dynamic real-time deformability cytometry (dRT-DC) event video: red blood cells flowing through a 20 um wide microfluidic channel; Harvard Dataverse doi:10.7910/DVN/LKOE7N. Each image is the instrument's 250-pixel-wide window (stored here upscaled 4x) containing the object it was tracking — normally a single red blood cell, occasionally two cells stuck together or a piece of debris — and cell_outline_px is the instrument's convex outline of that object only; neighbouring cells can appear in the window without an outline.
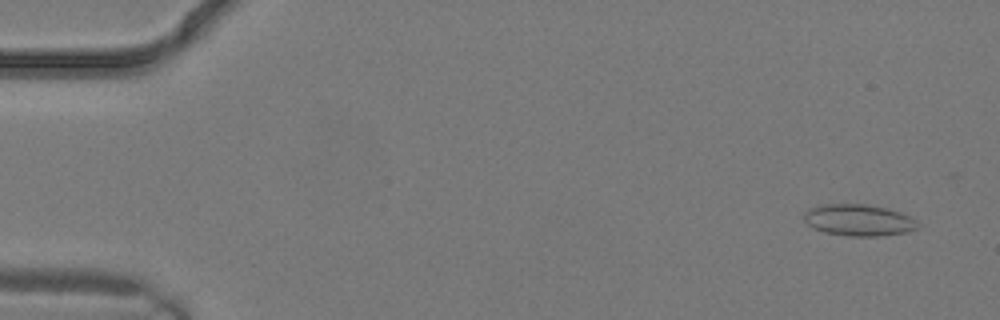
{"species": "common noctule bat (a hibernating species)", "species_latin": "Nyctalus noctula", "temperature_condition": "warm", "stored_images_in_passage": 3, "camera_frame_rate_fps": 3000, "um_per_image_px": 0.085, "animal": {"sex": "male", "body_mass_g": 19.2, "forearm_length_mm": 51.8}, "frame": {"image": 1, "passage_image": 1, "time_ms": 0.0, "image_size_px": [1000, 320], "cell_outline_px": [[920, 224], [916, 228], [908, 232], [880, 236], [848, 236], [824, 232], [812, 228], [804, 220], [804, 212], [808, 208], [820, 204], [864, 204], [888, 208], [900, 212], [916, 220]], "centroid_in_image_um": [72.96, 18.71], "position_along_channel_um": 12.0, "area_um2": 21.1}}
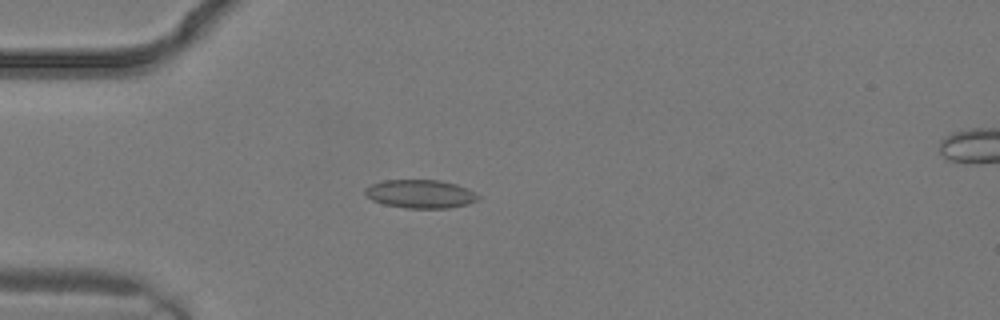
{"frame": {"image": 2, "passage_image": 2, "time_ms": 0.333, "image_size_px": [1000, 320], "cell_outline_px": [[480, 196], [476, 200], [468, 204], [448, 208], [404, 208], [384, 204], [372, 200], [364, 192], [364, 188], [372, 184], [384, 180], [440, 180], [456, 184]], "centroid_in_image_um": [35.69, 16.48], "position_along_channel_um": 49.3, "area_um2": 18.55}}